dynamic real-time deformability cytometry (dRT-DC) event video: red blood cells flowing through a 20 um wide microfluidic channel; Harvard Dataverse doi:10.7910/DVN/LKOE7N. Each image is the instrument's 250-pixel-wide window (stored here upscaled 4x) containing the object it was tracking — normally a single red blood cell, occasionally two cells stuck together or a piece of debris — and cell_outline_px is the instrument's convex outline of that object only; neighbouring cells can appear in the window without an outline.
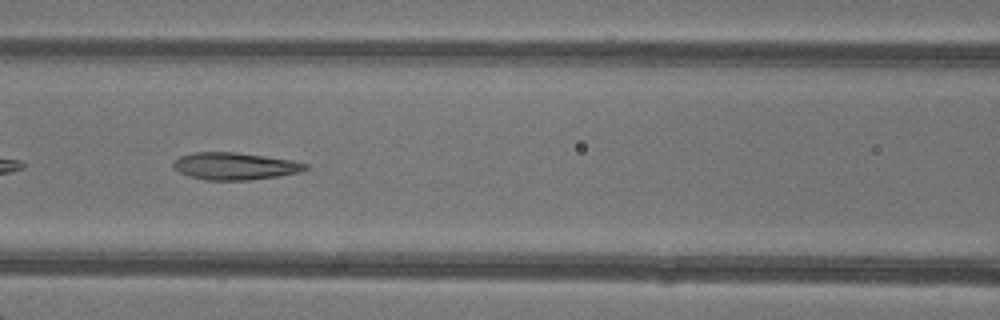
{"species": "common noctule bat (a hibernating species)", "species_latin": "Nyctalus noctula", "temperature_condition": "warm", "stored_images_in_passage": 48, "camera_frame_rate_fps": 3000, "um_per_image_px": 0.085, "animal": {"sex": "female"}, "frame": {"image": 1, "passage_image": 22, "time_ms": 7.0, "image_size_px": [1000, 320], "cell_outline_px": [[308, 168], [300, 172], [280, 176], [248, 180], [204, 180], [188, 176], [180, 172], [172, 164], [180, 156], [192, 152], [236, 152], [292, 160], [308, 164]], "centroid_in_image_um": [19.98, 14.12], "position_along_channel_um": 146.6, "area_um2": 20.92}}
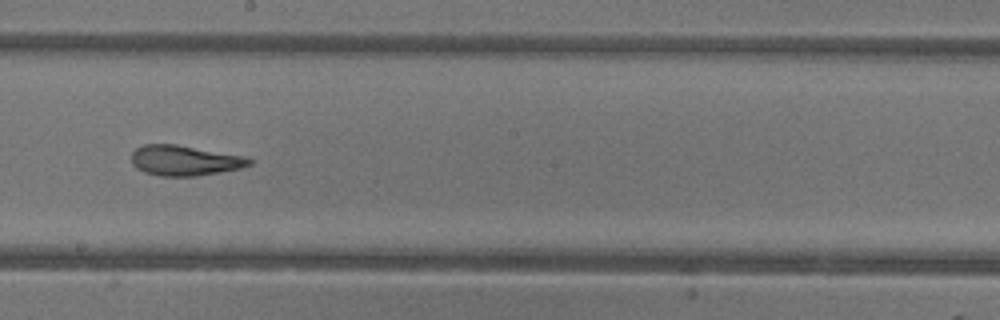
{"frame": {"image": 2, "passage_image": 28, "time_ms": 9.0, "image_size_px": [1000, 320], "cell_outline_px": [[252, 164], [240, 168], [196, 176], [160, 176], [144, 172], [136, 168], [132, 164], [132, 152], [136, 148], [144, 144], [176, 144], [240, 156], [252, 160]], "centroid_in_image_um": [15.62, 13.64], "position_along_channel_um": 232.6, "area_um2": 20.46}}
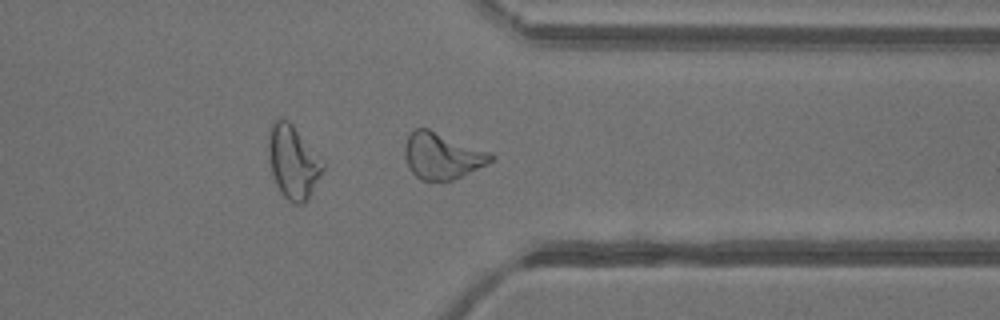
{"frame": {"image": 3, "passage_image": 38, "time_ms": 12.333, "image_size_px": [1000, 320], "cell_outline_px": [[496, 156], [492, 160], [452, 180], [420, 180], [412, 172], [404, 156], [404, 144], [408, 136], [416, 128], [428, 128], [492, 152]], "centroid_in_image_um": [37.56, 13.22], "position_along_channel_um": 373.8, "area_um2": 23.0}, "authors_computed_cell_mechanics": {"area_um2": 23.1778, "velocity_mm_per_s": 4.2983, "shape_relaxation_time_tau1_ms": 8.3094, "shape_relaxation_time_tau2_ms": 1.7636, "deformation_change_tau1": 0.2821, "deformation_change_tau2": 0.1028}}